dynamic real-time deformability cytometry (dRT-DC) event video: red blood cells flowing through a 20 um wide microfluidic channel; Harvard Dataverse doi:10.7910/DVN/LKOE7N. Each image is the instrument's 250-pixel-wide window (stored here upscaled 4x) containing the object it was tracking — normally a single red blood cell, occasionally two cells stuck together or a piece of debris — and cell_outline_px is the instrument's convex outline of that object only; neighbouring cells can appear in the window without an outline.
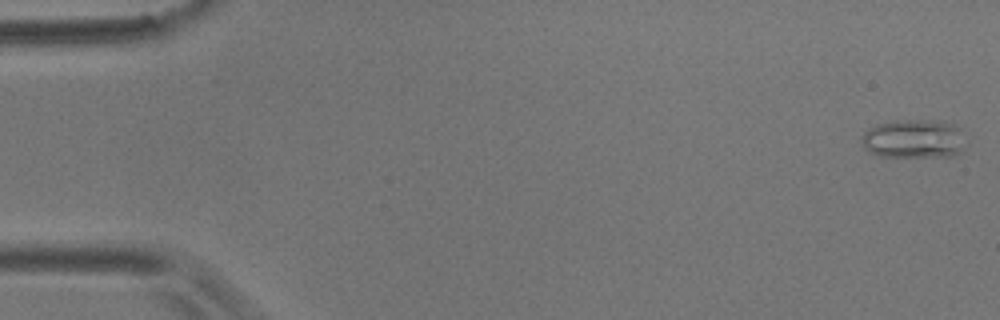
{"species": "common noctule bat (a hibernating species)", "species_latin": "Nyctalus noctula", "temperature_condition": "room temperature", "stored_images_in_passage": 56, "camera_frame_rate_fps": 3000, "um_per_image_px": 0.085, "animal": {"sex": "male", "body_mass_g": 17.9}, "frame": {"image": 1, "passage_image": 1, "time_ms": 0.0, "image_size_px": [1000, 320], "cell_outline_px": [[960, 152], [952, 156], [880, 156], [864, 148], [860, 140], [860, 136], [868, 128], [876, 124], [896, 120], [944, 120], [960, 128]], "centroid_in_image_um": [77.58, 11.77], "position_along_channel_um": 7.4, "area_um2": 23.29}}
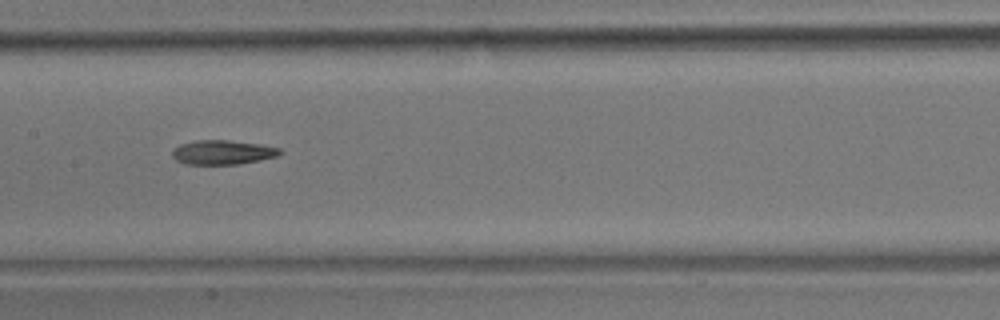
{"frame": {"image": 2, "passage_image": 28, "time_ms": 9.0, "image_size_px": [1000, 320], "cell_outline_px": [[284, 152], [276, 156], [260, 160], [236, 164], [184, 164], [176, 160], [172, 156], [172, 152], [180, 144], [196, 140], [228, 140], [260, 144], [280, 148]], "centroid_in_image_um": [18.93, 12.94], "position_along_channel_um": 188.5, "area_um2": 15.2}}
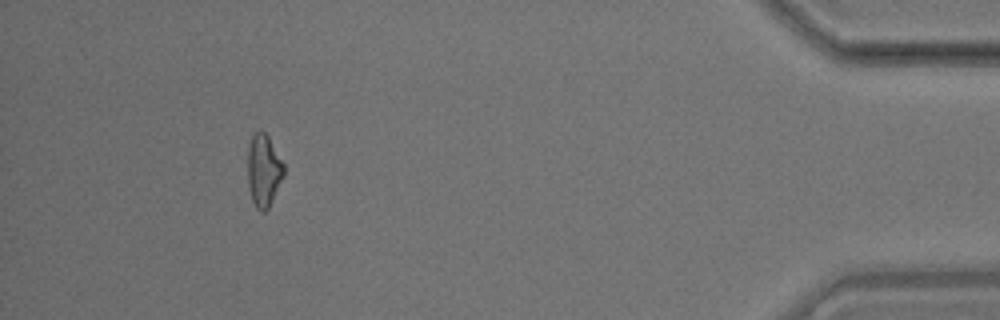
{"frame": {"image": 3, "passage_image": 52, "time_ms": 17.0, "image_size_px": [1000, 320], "cell_outline_px": [[284, 176], [268, 208], [264, 212], [260, 212], [256, 208], [252, 200], [248, 184], [248, 148], [252, 136], [256, 132], [264, 132], [268, 136], [284, 164]], "centroid_in_image_um": [22.41, 14.51], "position_along_channel_um": 412.8, "area_um2": 15.09}, "authors_computed_cell_mechanics": {"area_um2": 15.6349, "velocity_mm_per_s": 3.57, "shape_relaxation_time_tau1_ms": 7.105, "shape_relaxation_time_tau2_ms": 8.2955, "deformation_change_tau1": 0.1903, "deformation_change_tau2": 0.2067}}